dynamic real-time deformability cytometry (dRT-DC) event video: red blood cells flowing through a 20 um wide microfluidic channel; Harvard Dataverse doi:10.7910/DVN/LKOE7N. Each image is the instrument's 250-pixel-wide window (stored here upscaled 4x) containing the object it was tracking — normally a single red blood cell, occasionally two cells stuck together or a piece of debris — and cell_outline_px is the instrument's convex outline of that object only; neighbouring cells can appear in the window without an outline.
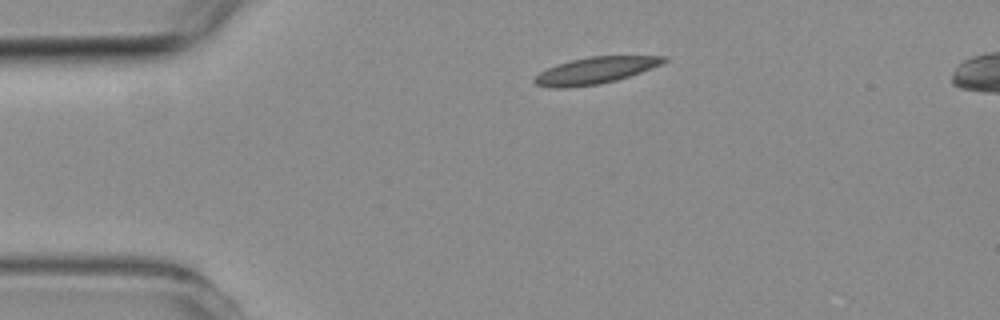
{"species": "common noctule bat (a hibernating species)", "species_latin": "Nyctalus noctula", "temperature_condition": "room temperature", "stored_images_in_passage": 3, "segment_of_instrument_passage": [1, 2], "camera_frame_rate_fps": 3000, "um_per_image_px": 0.085, "animal": {"sex": "female", "body_mass_g": 19.3, "forearm_length_mm": 54.1}, "frame": {"image": 1, "passage_image": 1, "time_ms": 0.0, "image_size_px": [1000, 320], "cell_outline_px": [[668, 60], [652, 68], [616, 80], [600, 84], [564, 88], [556, 88], [536, 84], [532, 80], [540, 72], [556, 64], [588, 56], [668, 56]], "centroid_in_image_um": [50.6, 5.98], "position_along_channel_um": 34.4, "area_um2": 19.88}}